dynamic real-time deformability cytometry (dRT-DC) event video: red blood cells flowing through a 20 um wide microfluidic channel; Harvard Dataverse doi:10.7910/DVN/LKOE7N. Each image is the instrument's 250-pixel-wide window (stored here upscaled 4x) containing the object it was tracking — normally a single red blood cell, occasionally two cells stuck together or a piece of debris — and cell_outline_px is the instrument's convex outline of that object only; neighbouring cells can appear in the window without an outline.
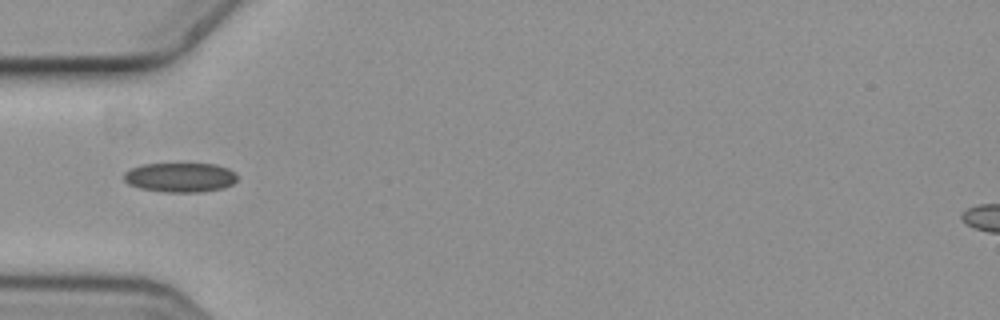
{"species": "common noctule bat (a hibernating species)", "species_latin": "Nyctalus noctula", "temperature_condition": "cold", "stored_images_in_passage": 9, "camera_frame_rate_fps": 3000, "um_per_image_px": 0.085, "animal": {"sex": "female", "body_mass_g": 19.3, "forearm_length_mm": 54.1}, "frame": {"image": 1, "passage_image": 1, "time_ms": 0.0, "image_size_px": [1000, 320], "cell_outline_px": [[236, 180], [232, 184], [224, 188], [200, 192], [164, 192], [140, 188], [128, 184], [124, 180], [124, 172], [132, 168], [144, 164], [216, 164], [228, 168], [236, 172]], "centroid_in_image_um": [15.33, 15.08], "position_along_channel_um": 69.7, "area_um2": 19.48}}
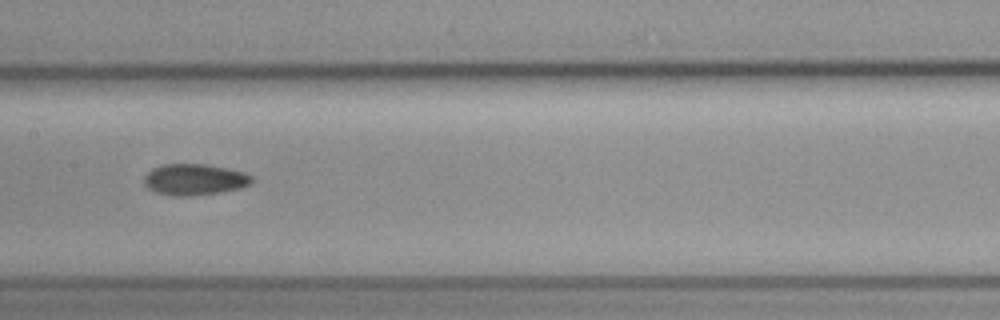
{"frame": {"image": 2, "passage_image": 4, "time_ms": 1.0, "image_size_px": [1000, 320], "cell_outline_px": [[252, 184], [240, 188], [220, 192], [192, 196], [172, 196], [156, 192], [148, 188], [144, 184], [144, 176], [152, 168], [160, 164], [204, 164], [244, 172], [252, 176]], "centroid_in_image_um": [16.51, 15.26], "position_along_channel_um": 190.9, "area_um2": 19.65}}
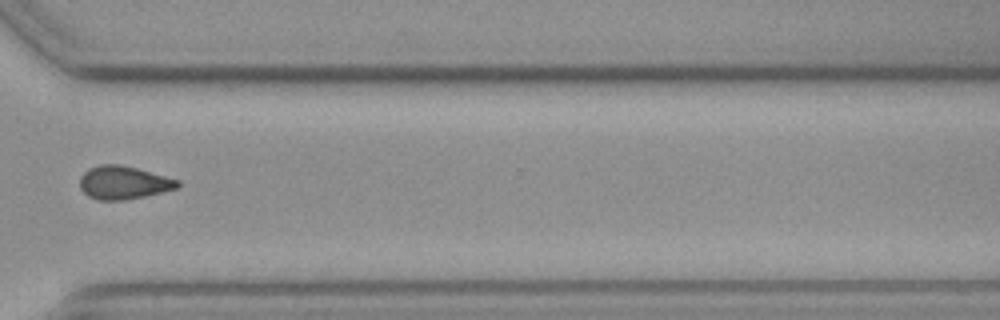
{"frame": {"image": 3, "passage_image": 8, "time_ms": 2.333, "image_size_px": [1000, 320], "cell_outline_px": [[180, 184], [176, 188], [144, 196], [124, 200], [96, 200], [88, 196], [80, 188], [80, 176], [88, 168], [100, 164], [120, 164], [136, 168], [180, 180]], "centroid_in_image_um": [10.46, 15.51], "position_along_channel_um": 360.1, "area_um2": 18.84}}